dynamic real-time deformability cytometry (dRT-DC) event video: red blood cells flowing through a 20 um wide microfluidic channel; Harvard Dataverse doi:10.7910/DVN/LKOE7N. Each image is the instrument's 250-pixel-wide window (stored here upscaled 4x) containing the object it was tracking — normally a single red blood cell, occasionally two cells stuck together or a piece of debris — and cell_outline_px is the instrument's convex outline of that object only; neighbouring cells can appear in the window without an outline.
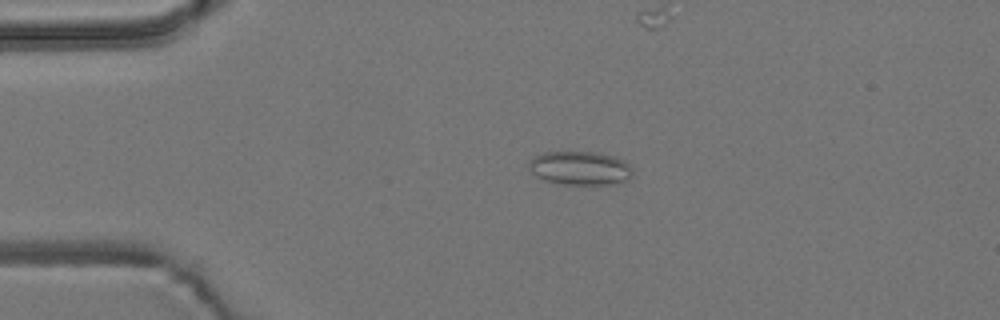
{"species": "common noctule bat (a hibernating species)", "species_latin": "Nyctalus noctula", "temperature_condition": "room temperature", "stored_images_in_passage": 2, "camera_frame_rate_fps": 3000, "um_per_image_px": 0.085, "animal": {"sex": "male", "body_mass_g": 19.2, "forearm_length_mm": 51.8}, "frame": {"image": 1, "passage_image": 2, "time_ms": 0.333, "image_size_px": [1000, 320], "cell_outline_px": [[632, 176], [628, 180], [608, 184], [564, 184], [544, 180], [536, 176], [528, 168], [528, 160], [532, 156], [544, 152], [568, 148], [596, 152], [616, 156], [624, 160], [632, 168]], "centroid_in_image_um": [49.25, 14.22], "position_along_channel_um": 35.7, "area_um2": 21.33}}